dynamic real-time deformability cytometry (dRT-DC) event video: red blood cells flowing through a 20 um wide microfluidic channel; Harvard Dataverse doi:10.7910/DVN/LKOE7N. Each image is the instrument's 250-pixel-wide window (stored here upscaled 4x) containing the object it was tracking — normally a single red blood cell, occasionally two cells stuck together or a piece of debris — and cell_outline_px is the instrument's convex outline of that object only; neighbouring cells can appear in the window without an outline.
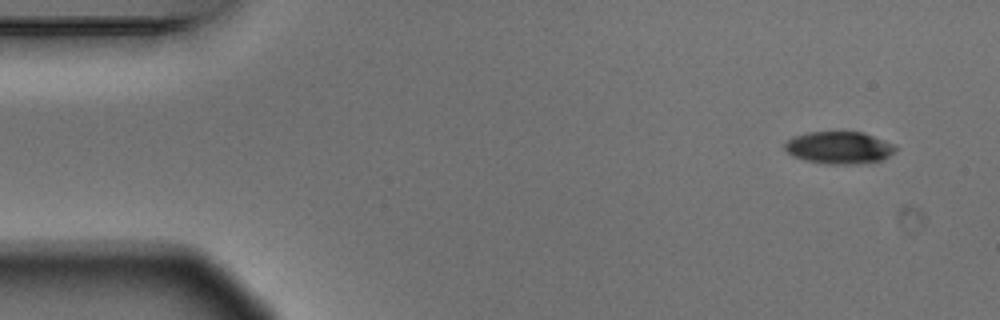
{"species": "Egyptian fruit bat (a non-hibernating species)", "species_latin": "Rousettus aegyptiacus", "temperature_condition": "warm", "stored_images_in_passage": 5, "camera_frame_rate_fps": 3000, "um_per_image_px": 0.085, "animal": {"sex": "male"}, "frame": {"image": 1, "passage_image": 1, "time_ms": 0.0, "image_size_px": [1000, 320], "cell_outline_px": [[896, 148], [888, 156], [880, 160], [852, 164], [828, 164], [804, 160], [792, 156], [784, 148], [784, 144], [792, 136], [808, 132], [864, 132], [884, 140], [892, 144]], "centroid_in_image_um": [71.26, 12.54], "position_along_channel_um": 13.7, "area_um2": 20.63}}
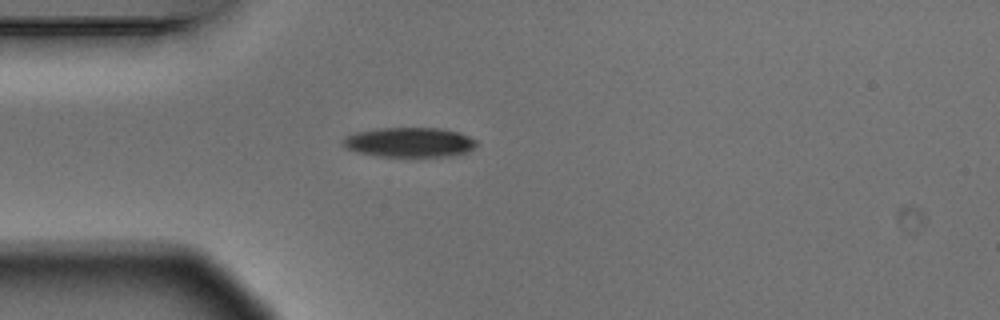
{"frame": {"image": 2, "passage_image": 4, "time_ms": 1.0, "image_size_px": [1000, 320], "cell_outline_px": [[476, 144], [468, 152], [456, 156], [376, 156], [360, 152], [348, 148], [340, 144], [340, 140], [344, 136], [356, 132], [376, 128], [440, 128], [460, 132], [476, 140]], "centroid_in_image_um": [34.79, 12.08], "position_along_channel_um": 50.2, "area_um2": 23.24}}